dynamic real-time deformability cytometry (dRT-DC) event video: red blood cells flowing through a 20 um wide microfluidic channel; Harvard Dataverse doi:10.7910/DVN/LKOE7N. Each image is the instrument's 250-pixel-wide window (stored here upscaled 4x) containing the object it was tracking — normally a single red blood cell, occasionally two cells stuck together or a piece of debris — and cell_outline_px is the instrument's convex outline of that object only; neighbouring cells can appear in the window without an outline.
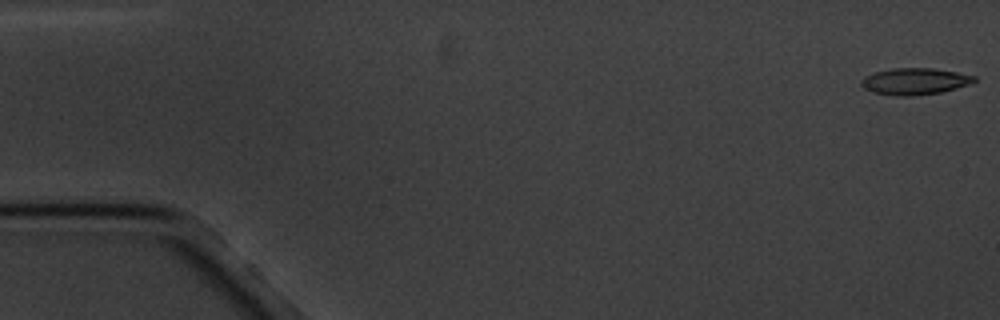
{"species": "common noctule bat (a hibernating species)", "species_latin": "Nyctalus noctula", "temperature_condition": "cold", "stored_images_in_passage": 17, "camera_frame_rate_fps": 3000, "um_per_image_px": 0.085, "animal": {"sex": "male", "body_mass_g": 20.1, "forearm_length_mm": 53.5}, "frame": {"image": 1, "passage_image": 1, "time_ms": 0.0, "image_size_px": [1000, 320], "cell_outline_px": [[976, 80], [972, 84], [940, 92], [912, 96], [896, 96], [872, 92], [864, 88], [860, 84], [860, 80], [864, 76], [876, 72], [892, 68], [932, 68], [956, 72], [976, 76]], "centroid_in_image_um": [77.74, 6.91], "position_along_channel_um": 7.3, "area_um2": 17.57}}
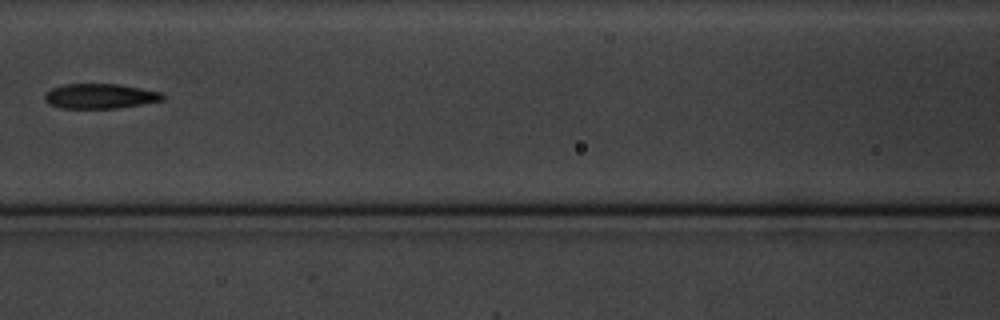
{"frame": {"image": 2, "passage_image": 8, "time_ms": 8.333, "image_size_px": [1000, 320], "cell_outline_px": [[164, 100], [116, 108], [60, 108], [48, 104], [44, 100], [44, 96], [52, 88], [64, 84], [120, 84], [160, 92], [164, 96]], "centroid_in_image_um": [8.47, 8.17], "position_along_channel_um": 158.1, "area_um2": 16.99}}
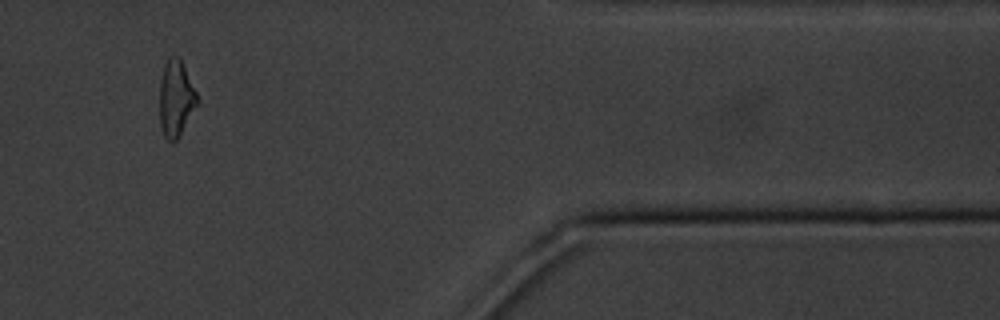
{"frame": {"image": 3, "passage_image": 15, "time_ms": 16.333, "image_size_px": [1000, 320], "cell_outline_px": [[200, 100], [180, 136], [172, 144], [164, 136], [160, 124], [160, 80], [164, 64], [168, 56], [180, 56]], "centroid_in_image_um": [14.96, 8.36], "position_along_channel_um": 396.4, "area_um2": 17.05}, "authors_computed_cell_mechanics": {"area_um2": 17.629, "velocity_mm_per_s": 3.3869, "shape_relaxation_time_tau1_ms": 7.8474, "shape_relaxation_time_tau2_ms": 5.972, "deformation_change_tau1": 0.195, "deformation_change_tau2": 0.1635}}